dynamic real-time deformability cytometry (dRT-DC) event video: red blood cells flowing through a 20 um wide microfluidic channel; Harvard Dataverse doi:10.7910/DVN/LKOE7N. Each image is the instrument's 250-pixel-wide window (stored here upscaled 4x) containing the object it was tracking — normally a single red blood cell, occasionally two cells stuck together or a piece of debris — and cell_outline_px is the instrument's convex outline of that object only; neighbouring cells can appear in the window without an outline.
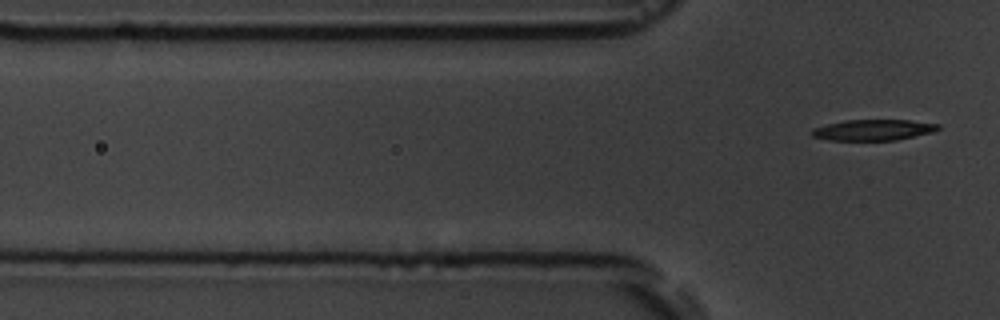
{"species": "common noctule bat (a hibernating species)", "species_latin": "Nyctalus noctula", "temperature_condition": "room temperature", "stored_images_in_passage": 7, "segment_of_instrument_passage": [2, 2], "camera_frame_rate_fps": 3000, "um_per_image_px": 0.085, "animal": {"sex": "male", "body_mass_g": 19.5, "forearm_length_mm": 54.6}, "frame": {"image": 1, "passage_image": 7, "time_ms": 7.667, "image_size_px": [1000, 320], "cell_outline_px": [[940, 128], [932, 132], [896, 140], [828, 140], [812, 136], [812, 128], [844, 120], [908, 120], [940, 124]], "centroid_in_image_um": [74.22, 11.04], "position_along_channel_um": 51.6, "area_um2": 15.26}}